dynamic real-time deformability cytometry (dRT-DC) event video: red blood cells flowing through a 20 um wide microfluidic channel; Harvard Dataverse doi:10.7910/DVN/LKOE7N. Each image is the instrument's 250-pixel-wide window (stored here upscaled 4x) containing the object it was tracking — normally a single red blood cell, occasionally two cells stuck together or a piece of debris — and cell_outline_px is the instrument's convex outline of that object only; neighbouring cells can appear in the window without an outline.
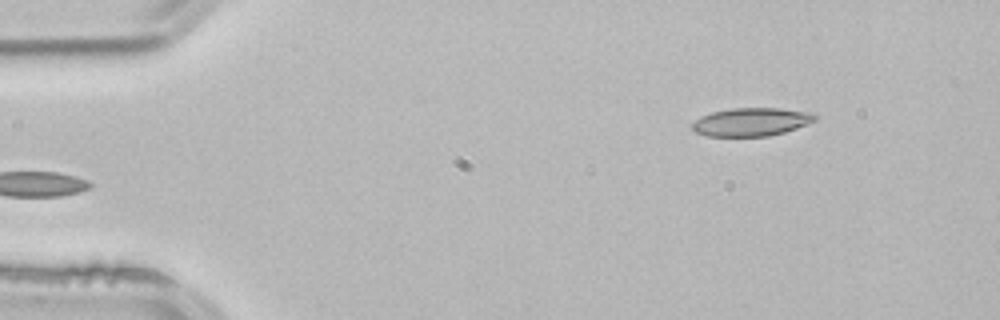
{"species": "common noctule bat (a hibernating species)", "species_latin": "Nyctalus noctula", "temperature_condition": "room temperature", "stored_images_in_passage": 4, "camera_frame_rate_fps": 3000, "um_per_image_px": 0.085, "animal": {"sex": "male", "body_mass_g": 21.5, "forearm_length_mm": 52.0}, "frame": {"image": 1, "passage_image": 1, "time_ms": 0.0, "image_size_px": [1000, 320], "cell_outline_px": [[820, 116], [816, 120], [796, 128], [784, 132], [768, 136], [708, 136], [696, 132], [692, 128], [692, 124], [700, 116], [712, 112], [732, 108], [780, 108], [816, 112]], "centroid_in_image_um": [63.92, 10.35], "position_along_channel_um": 21.1, "area_um2": 20.35}}
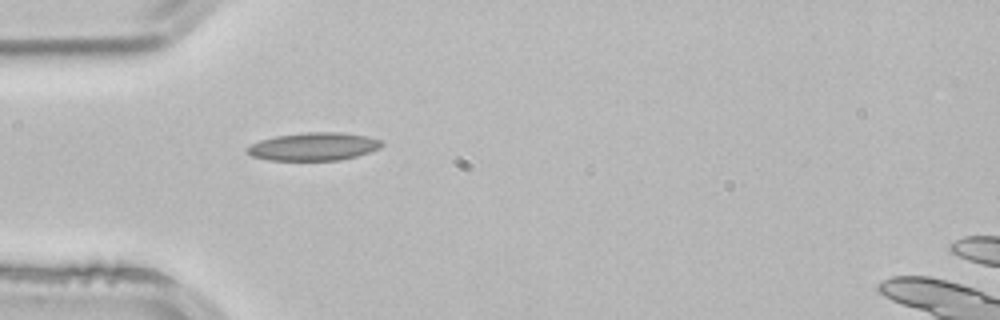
{"frame": {"image": 2, "passage_image": 3, "time_ms": 0.667, "image_size_px": [1000, 320], "cell_outline_px": [[384, 144], [380, 148], [356, 156], [340, 160], [268, 160], [252, 156], [244, 152], [244, 148], [260, 140], [276, 136], [304, 132], [344, 132], [368, 136], [380, 140]], "centroid_in_image_um": [26.64, 12.45], "position_along_channel_um": 58.4, "area_um2": 22.08}}